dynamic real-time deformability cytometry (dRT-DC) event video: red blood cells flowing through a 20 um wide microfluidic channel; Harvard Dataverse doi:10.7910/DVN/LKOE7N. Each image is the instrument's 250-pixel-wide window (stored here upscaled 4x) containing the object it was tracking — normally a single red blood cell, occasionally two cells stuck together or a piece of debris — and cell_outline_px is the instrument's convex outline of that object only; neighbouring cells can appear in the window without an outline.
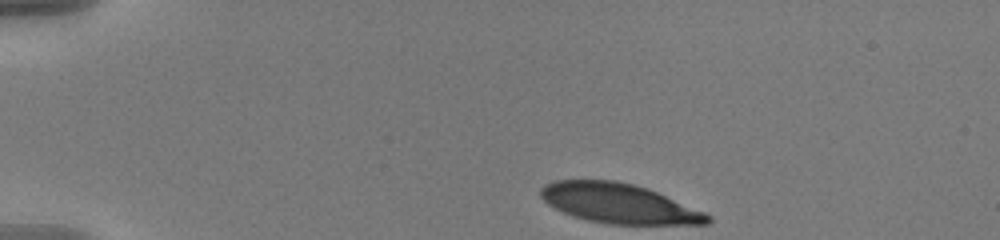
{"species": "human", "species_latin": "Homo sapiens", "temperature_condition": "warm", "stored_images_in_passage": 41, "camera_frame_rate_fps": 3000, "um_per_image_px": 0.085, "donor": {"sex": "male"}, "frame": {"image": 1, "passage_image": 1, "time_ms": 0.0, "image_size_px": [1000, 240], "cell_outline_px": [[712, 220], [708, 224], [608, 224], [588, 220], [572, 216], [548, 204], [540, 196], [540, 188], [544, 184], [556, 180], [616, 180], [648, 188], [704, 212], [712, 216]], "centroid_in_image_um": [52.6, 17.29], "position_along_channel_um": 32.4, "area_um2": 38.49}}
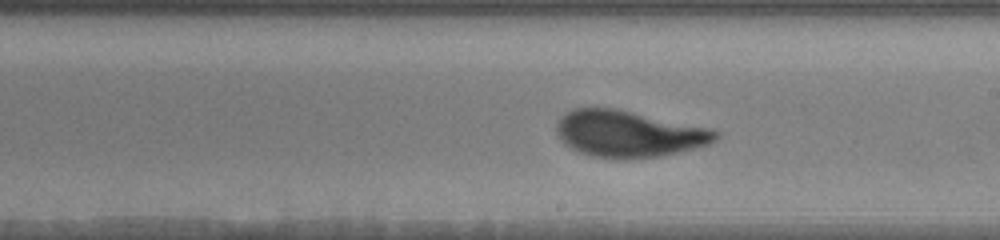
{"frame": {"image": 2, "passage_image": 24, "time_ms": 7.667, "image_size_px": [1000, 240], "cell_outline_px": [[720, 136], [716, 140], [708, 144], [660, 156], [624, 160], [616, 160], [592, 156], [580, 152], [564, 144], [556, 136], [556, 124], [560, 116], [572, 108], [616, 108], [712, 128], [720, 132]], "centroid_in_image_um": [53.41, 11.37], "position_along_channel_um": 235.6, "area_um2": 43.64}}
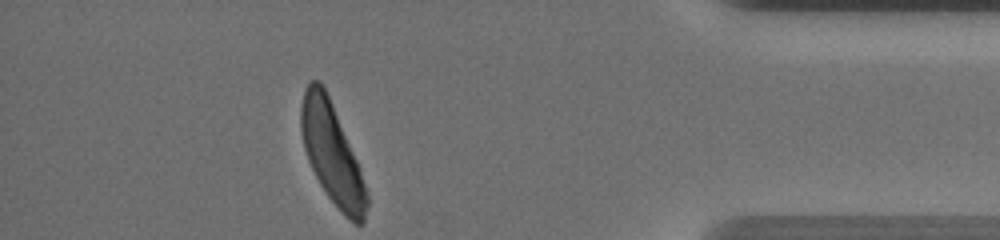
{"frame": {"image": 3, "passage_image": 41, "time_ms": 13.333, "image_size_px": [1000, 240], "cell_outline_px": [[368, 204], [364, 224], [356, 224], [344, 216], [340, 212], [328, 196], [320, 184], [308, 160], [304, 148], [300, 128], [300, 108], [304, 88], [308, 80], [320, 80], [332, 104], [360, 168], [368, 192]], "centroid_in_image_um": [28.21, 13.07], "position_along_channel_um": 407.0, "area_um2": 38.32}, "authors_computed_cell_mechanics": {"area_um2": 41.9628, "velocity_mm_per_s": 3.6135, "shape_relaxation_time_tau1_ms": 4.2524, "shape_relaxation_time_tau2_ms": null, "deformation_change_tau1": 0.2164, "deformation_change_tau2": null}}